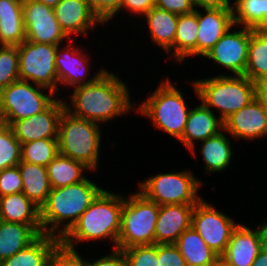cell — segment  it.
<instances>
[{
  "instance_id": "6da1fadb",
  "label": "cell",
  "mask_w": 267,
  "mask_h": 266,
  "mask_svg": "<svg viewBox=\"0 0 267 266\" xmlns=\"http://www.w3.org/2000/svg\"><path fill=\"white\" fill-rule=\"evenodd\" d=\"M126 85L107 70L93 83L75 87L71 102L76 110L64 102L67 112L95 123L129 112L132 109Z\"/></svg>"
},
{
  "instance_id": "7a4b0ae2",
  "label": "cell",
  "mask_w": 267,
  "mask_h": 266,
  "mask_svg": "<svg viewBox=\"0 0 267 266\" xmlns=\"http://www.w3.org/2000/svg\"><path fill=\"white\" fill-rule=\"evenodd\" d=\"M103 190L88 178L65 187L51 189L46 202L40 207L42 234L61 238ZM65 221L67 224L62 227ZM60 224L62 229L59 228ZM57 232L59 234L56 235Z\"/></svg>"
},
{
  "instance_id": "3957f363",
  "label": "cell",
  "mask_w": 267,
  "mask_h": 266,
  "mask_svg": "<svg viewBox=\"0 0 267 266\" xmlns=\"http://www.w3.org/2000/svg\"><path fill=\"white\" fill-rule=\"evenodd\" d=\"M123 203V196L104 189L72 228L60 238L61 245L67 249L75 250L73 241L79 242L109 237L111 239L112 237L115 249L121 229Z\"/></svg>"
},
{
  "instance_id": "277c9868",
  "label": "cell",
  "mask_w": 267,
  "mask_h": 266,
  "mask_svg": "<svg viewBox=\"0 0 267 266\" xmlns=\"http://www.w3.org/2000/svg\"><path fill=\"white\" fill-rule=\"evenodd\" d=\"M100 134L98 123L73 116L64 109L59 120V154L95 170L98 167Z\"/></svg>"
},
{
  "instance_id": "5b68a950",
  "label": "cell",
  "mask_w": 267,
  "mask_h": 266,
  "mask_svg": "<svg viewBox=\"0 0 267 266\" xmlns=\"http://www.w3.org/2000/svg\"><path fill=\"white\" fill-rule=\"evenodd\" d=\"M192 83L202 103L219 108L223 121L255 99V84L244 75H218Z\"/></svg>"
},
{
  "instance_id": "8992f818",
  "label": "cell",
  "mask_w": 267,
  "mask_h": 266,
  "mask_svg": "<svg viewBox=\"0 0 267 266\" xmlns=\"http://www.w3.org/2000/svg\"><path fill=\"white\" fill-rule=\"evenodd\" d=\"M129 197H124L116 248L123 250L132 246L154 245L160 206L140 192Z\"/></svg>"
},
{
  "instance_id": "52a82bcc",
  "label": "cell",
  "mask_w": 267,
  "mask_h": 266,
  "mask_svg": "<svg viewBox=\"0 0 267 266\" xmlns=\"http://www.w3.org/2000/svg\"><path fill=\"white\" fill-rule=\"evenodd\" d=\"M137 110L152 119L156 127L179 140L191 109L187 107L182 93L168 79L161 82Z\"/></svg>"
},
{
  "instance_id": "ba28073f",
  "label": "cell",
  "mask_w": 267,
  "mask_h": 266,
  "mask_svg": "<svg viewBox=\"0 0 267 266\" xmlns=\"http://www.w3.org/2000/svg\"><path fill=\"white\" fill-rule=\"evenodd\" d=\"M38 88V90H37ZM45 88L17 80L0 91V123L10 126L14 121L27 119L47 109L56 99L55 93H42Z\"/></svg>"
},
{
  "instance_id": "9c48e42d",
  "label": "cell",
  "mask_w": 267,
  "mask_h": 266,
  "mask_svg": "<svg viewBox=\"0 0 267 266\" xmlns=\"http://www.w3.org/2000/svg\"><path fill=\"white\" fill-rule=\"evenodd\" d=\"M200 182L190 171L160 173L142 183L139 189L147 199L160 205H195L202 198L197 196ZM198 197V198H197Z\"/></svg>"
},
{
  "instance_id": "30bf717a",
  "label": "cell",
  "mask_w": 267,
  "mask_h": 266,
  "mask_svg": "<svg viewBox=\"0 0 267 266\" xmlns=\"http://www.w3.org/2000/svg\"><path fill=\"white\" fill-rule=\"evenodd\" d=\"M58 45L25 40L17 46L19 55V79L34 82L45 90L57 93L58 76L55 67Z\"/></svg>"
},
{
  "instance_id": "8fae6325",
  "label": "cell",
  "mask_w": 267,
  "mask_h": 266,
  "mask_svg": "<svg viewBox=\"0 0 267 266\" xmlns=\"http://www.w3.org/2000/svg\"><path fill=\"white\" fill-rule=\"evenodd\" d=\"M238 224L201 199L195 204L191 226L210 249L221 256Z\"/></svg>"
},
{
  "instance_id": "7c38bea8",
  "label": "cell",
  "mask_w": 267,
  "mask_h": 266,
  "mask_svg": "<svg viewBox=\"0 0 267 266\" xmlns=\"http://www.w3.org/2000/svg\"><path fill=\"white\" fill-rule=\"evenodd\" d=\"M23 19L26 40L43 44L60 45L68 38L56 19L54 8L35 0L23 2Z\"/></svg>"
},
{
  "instance_id": "4fadbf2b",
  "label": "cell",
  "mask_w": 267,
  "mask_h": 266,
  "mask_svg": "<svg viewBox=\"0 0 267 266\" xmlns=\"http://www.w3.org/2000/svg\"><path fill=\"white\" fill-rule=\"evenodd\" d=\"M64 109L62 99L55 100L42 112L27 119L14 121L9 127L21 145L39 139H57L59 120Z\"/></svg>"
},
{
  "instance_id": "5bb4252c",
  "label": "cell",
  "mask_w": 267,
  "mask_h": 266,
  "mask_svg": "<svg viewBox=\"0 0 267 266\" xmlns=\"http://www.w3.org/2000/svg\"><path fill=\"white\" fill-rule=\"evenodd\" d=\"M231 29L232 27L205 57L216 61L235 75H244L252 29L244 27L238 31L230 32Z\"/></svg>"
},
{
  "instance_id": "9a60e30c",
  "label": "cell",
  "mask_w": 267,
  "mask_h": 266,
  "mask_svg": "<svg viewBox=\"0 0 267 266\" xmlns=\"http://www.w3.org/2000/svg\"><path fill=\"white\" fill-rule=\"evenodd\" d=\"M262 249V226L253 231L238 224L220 258L229 266H251Z\"/></svg>"
},
{
  "instance_id": "2e32d148",
  "label": "cell",
  "mask_w": 267,
  "mask_h": 266,
  "mask_svg": "<svg viewBox=\"0 0 267 266\" xmlns=\"http://www.w3.org/2000/svg\"><path fill=\"white\" fill-rule=\"evenodd\" d=\"M233 137L253 140L267 135V109L256 99L224 120V129Z\"/></svg>"
},
{
  "instance_id": "e0dca14e",
  "label": "cell",
  "mask_w": 267,
  "mask_h": 266,
  "mask_svg": "<svg viewBox=\"0 0 267 266\" xmlns=\"http://www.w3.org/2000/svg\"><path fill=\"white\" fill-rule=\"evenodd\" d=\"M206 15L197 10L199 32L197 55L206 56L221 37L234 27L232 8H205Z\"/></svg>"
},
{
  "instance_id": "ac0fdd59",
  "label": "cell",
  "mask_w": 267,
  "mask_h": 266,
  "mask_svg": "<svg viewBox=\"0 0 267 266\" xmlns=\"http://www.w3.org/2000/svg\"><path fill=\"white\" fill-rule=\"evenodd\" d=\"M195 205H160L155 229V244H175L179 236L191 227Z\"/></svg>"
},
{
  "instance_id": "d6986e66",
  "label": "cell",
  "mask_w": 267,
  "mask_h": 266,
  "mask_svg": "<svg viewBox=\"0 0 267 266\" xmlns=\"http://www.w3.org/2000/svg\"><path fill=\"white\" fill-rule=\"evenodd\" d=\"M57 21L67 37L73 33L85 34L96 23H102L92 12L86 0H62L54 8Z\"/></svg>"
},
{
  "instance_id": "ffe728a7",
  "label": "cell",
  "mask_w": 267,
  "mask_h": 266,
  "mask_svg": "<svg viewBox=\"0 0 267 266\" xmlns=\"http://www.w3.org/2000/svg\"><path fill=\"white\" fill-rule=\"evenodd\" d=\"M220 129H224V121L203 103L190 110L184 133L179 140L192 152L195 139L204 141L219 134Z\"/></svg>"
},
{
  "instance_id": "44dd1931",
  "label": "cell",
  "mask_w": 267,
  "mask_h": 266,
  "mask_svg": "<svg viewBox=\"0 0 267 266\" xmlns=\"http://www.w3.org/2000/svg\"><path fill=\"white\" fill-rule=\"evenodd\" d=\"M60 45L57 48L55 67L58 76V83L72 85L74 87L90 84L96 81L106 70L103 68L93 77L86 81L87 70L89 67L88 61L81 55L80 49H74L72 44L66 49L59 50ZM68 50V52H67ZM79 50V51H78ZM62 52V53H61ZM87 63V64H86ZM84 76V77H83Z\"/></svg>"
},
{
  "instance_id": "7402d4cb",
  "label": "cell",
  "mask_w": 267,
  "mask_h": 266,
  "mask_svg": "<svg viewBox=\"0 0 267 266\" xmlns=\"http://www.w3.org/2000/svg\"><path fill=\"white\" fill-rule=\"evenodd\" d=\"M0 220L31 225L42 234L40 207L22 192L0 197Z\"/></svg>"
},
{
  "instance_id": "603a6c76",
  "label": "cell",
  "mask_w": 267,
  "mask_h": 266,
  "mask_svg": "<svg viewBox=\"0 0 267 266\" xmlns=\"http://www.w3.org/2000/svg\"><path fill=\"white\" fill-rule=\"evenodd\" d=\"M25 40L23 2L0 0V45L19 46Z\"/></svg>"
},
{
  "instance_id": "cb8c5ba5",
  "label": "cell",
  "mask_w": 267,
  "mask_h": 266,
  "mask_svg": "<svg viewBox=\"0 0 267 266\" xmlns=\"http://www.w3.org/2000/svg\"><path fill=\"white\" fill-rule=\"evenodd\" d=\"M60 238L41 234L28 247L0 262V266H47L48 259L60 245Z\"/></svg>"
},
{
  "instance_id": "d4e9b609",
  "label": "cell",
  "mask_w": 267,
  "mask_h": 266,
  "mask_svg": "<svg viewBox=\"0 0 267 266\" xmlns=\"http://www.w3.org/2000/svg\"><path fill=\"white\" fill-rule=\"evenodd\" d=\"M39 236L31 225L0 220V262L28 247Z\"/></svg>"
},
{
  "instance_id": "484cf974",
  "label": "cell",
  "mask_w": 267,
  "mask_h": 266,
  "mask_svg": "<svg viewBox=\"0 0 267 266\" xmlns=\"http://www.w3.org/2000/svg\"><path fill=\"white\" fill-rule=\"evenodd\" d=\"M175 245L179 248L187 266H211L220 258L192 226L179 236Z\"/></svg>"
},
{
  "instance_id": "4316f807",
  "label": "cell",
  "mask_w": 267,
  "mask_h": 266,
  "mask_svg": "<svg viewBox=\"0 0 267 266\" xmlns=\"http://www.w3.org/2000/svg\"><path fill=\"white\" fill-rule=\"evenodd\" d=\"M18 168L23 182L22 193L41 207L51 191L47 167L21 161Z\"/></svg>"
},
{
  "instance_id": "83f0119b",
  "label": "cell",
  "mask_w": 267,
  "mask_h": 266,
  "mask_svg": "<svg viewBox=\"0 0 267 266\" xmlns=\"http://www.w3.org/2000/svg\"><path fill=\"white\" fill-rule=\"evenodd\" d=\"M198 18L197 9L194 11L179 15L177 22V31L173 47V56L176 62L184 61L186 56L197 55V38H198ZM175 48V49H174Z\"/></svg>"
},
{
  "instance_id": "f1b7e54d",
  "label": "cell",
  "mask_w": 267,
  "mask_h": 266,
  "mask_svg": "<svg viewBox=\"0 0 267 266\" xmlns=\"http://www.w3.org/2000/svg\"><path fill=\"white\" fill-rule=\"evenodd\" d=\"M145 16L153 42L168 52L174 45L179 15L154 6Z\"/></svg>"
},
{
  "instance_id": "f546056e",
  "label": "cell",
  "mask_w": 267,
  "mask_h": 266,
  "mask_svg": "<svg viewBox=\"0 0 267 266\" xmlns=\"http://www.w3.org/2000/svg\"><path fill=\"white\" fill-rule=\"evenodd\" d=\"M244 76L254 83L267 79V29H252Z\"/></svg>"
},
{
  "instance_id": "4dcf8cb0",
  "label": "cell",
  "mask_w": 267,
  "mask_h": 266,
  "mask_svg": "<svg viewBox=\"0 0 267 266\" xmlns=\"http://www.w3.org/2000/svg\"><path fill=\"white\" fill-rule=\"evenodd\" d=\"M46 167L51 189L81 182L85 179L82 171L89 170L83 163L60 154Z\"/></svg>"
},
{
  "instance_id": "1f68e13d",
  "label": "cell",
  "mask_w": 267,
  "mask_h": 266,
  "mask_svg": "<svg viewBox=\"0 0 267 266\" xmlns=\"http://www.w3.org/2000/svg\"><path fill=\"white\" fill-rule=\"evenodd\" d=\"M222 131L203 141L201 152L206 162V172H220L226 169L230 163L232 157L231 143Z\"/></svg>"
},
{
  "instance_id": "d6a6232c",
  "label": "cell",
  "mask_w": 267,
  "mask_h": 266,
  "mask_svg": "<svg viewBox=\"0 0 267 266\" xmlns=\"http://www.w3.org/2000/svg\"><path fill=\"white\" fill-rule=\"evenodd\" d=\"M235 3L232 6L234 25L243 24L245 28L254 30L267 29V0H236Z\"/></svg>"
},
{
  "instance_id": "836d02e7",
  "label": "cell",
  "mask_w": 267,
  "mask_h": 266,
  "mask_svg": "<svg viewBox=\"0 0 267 266\" xmlns=\"http://www.w3.org/2000/svg\"><path fill=\"white\" fill-rule=\"evenodd\" d=\"M58 154V139H39L22 144L21 161L47 166Z\"/></svg>"
},
{
  "instance_id": "e575fe53",
  "label": "cell",
  "mask_w": 267,
  "mask_h": 266,
  "mask_svg": "<svg viewBox=\"0 0 267 266\" xmlns=\"http://www.w3.org/2000/svg\"><path fill=\"white\" fill-rule=\"evenodd\" d=\"M22 145L12 129L0 123V171L21 162Z\"/></svg>"
},
{
  "instance_id": "d590c367",
  "label": "cell",
  "mask_w": 267,
  "mask_h": 266,
  "mask_svg": "<svg viewBox=\"0 0 267 266\" xmlns=\"http://www.w3.org/2000/svg\"><path fill=\"white\" fill-rule=\"evenodd\" d=\"M19 80V55L17 46L0 47V91Z\"/></svg>"
},
{
  "instance_id": "8d00e7d4",
  "label": "cell",
  "mask_w": 267,
  "mask_h": 266,
  "mask_svg": "<svg viewBox=\"0 0 267 266\" xmlns=\"http://www.w3.org/2000/svg\"><path fill=\"white\" fill-rule=\"evenodd\" d=\"M128 266H159L158 244L123 249Z\"/></svg>"
},
{
  "instance_id": "74e56055",
  "label": "cell",
  "mask_w": 267,
  "mask_h": 266,
  "mask_svg": "<svg viewBox=\"0 0 267 266\" xmlns=\"http://www.w3.org/2000/svg\"><path fill=\"white\" fill-rule=\"evenodd\" d=\"M23 182L18 165L0 171V197L22 192Z\"/></svg>"
},
{
  "instance_id": "f35d334b",
  "label": "cell",
  "mask_w": 267,
  "mask_h": 266,
  "mask_svg": "<svg viewBox=\"0 0 267 266\" xmlns=\"http://www.w3.org/2000/svg\"><path fill=\"white\" fill-rule=\"evenodd\" d=\"M47 266H85V264L76 250L67 249L60 244L50 255Z\"/></svg>"
},
{
  "instance_id": "ab89813d",
  "label": "cell",
  "mask_w": 267,
  "mask_h": 266,
  "mask_svg": "<svg viewBox=\"0 0 267 266\" xmlns=\"http://www.w3.org/2000/svg\"><path fill=\"white\" fill-rule=\"evenodd\" d=\"M92 12L102 23L111 20L120 11L122 0H86Z\"/></svg>"
},
{
  "instance_id": "60d3db41",
  "label": "cell",
  "mask_w": 267,
  "mask_h": 266,
  "mask_svg": "<svg viewBox=\"0 0 267 266\" xmlns=\"http://www.w3.org/2000/svg\"><path fill=\"white\" fill-rule=\"evenodd\" d=\"M158 264L159 266H187L175 244H158Z\"/></svg>"
},
{
  "instance_id": "b9f144b4",
  "label": "cell",
  "mask_w": 267,
  "mask_h": 266,
  "mask_svg": "<svg viewBox=\"0 0 267 266\" xmlns=\"http://www.w3.org/2000/svg\"><path fill=\"white\" fill-rule=\"evenodd\" d=\"M155 6L176 15L187 14L195 10L193 0H155Z\"/></svg>"
},
{
  "instance_id": "7bdbcfd3",
  "label": "cell",
  "mask_w": 267,
  "mask_h": 266,
  "mask_svg": "<svg viewBox=\"0 0 267 266\" xmlns=\"http://www.w3.org/2000/svg\"><path fill=\"white\" fill-rule=\"evenodd\" d=\"M85 266H128L126 256L121 249L115 248L113 252L108 255L101 257L95 262L84 261Z\"/></svg>"
},
{
  "instance_id": "ee69618b",
  "label": "cell",
  "mask_w": 267,
  "mask_h": 266,
  "mask_svg": "<svg viewBox=\"0 0 267 266\" xmlns=\"http://www.w3.org/2000/svg\"><path fill=\"white\" fill-rule=\"evenodd\" d=\"M154 6L155 0H122L120 10L123 7L132 13L145 15Z\"/></svg>"
},
{
  "instance_id": "f6af8a7d",
  "label": "cell",
  "mask_w": 267,
  "mask_h": 266,
  "mask_svg": "<svg viewBox=\"0 0 267 266\" xmlns=\"http://www.w3.org/2000/svg\"><path fill=\"white\" fill-rule=\"evenodd\" d=\"M255 99L267 109V79L255 82Z\"/></svg>"
},
{
  "instance_id": "bcb514c9",
  "label": "cell",
  "mask_w": 267,
  "mask_h": 266,
  "mask_svg": "<svg viewBox=\"0 0 267 266\" xmlns=\"http://www.w3.org/2000/svg\"><path fill=\"white\" fill-rule=\"evenodd\" d=\"M194 6L201 8H232L229 0H193Z\"/></svg>"
},
{
  "instance_id": "7dc6e473",
  "label": "cell",
  "mask_w": 267,
  "mask_h": 266,
  "mask_svg": "<svg viewBox=\"0 0 267 266\" xmlns=\"http://www.w3.org/2000/svg\"><path fill=\"white\" fill-rule=\"evenodd\" d=\"M251 266H267V252L261 249Z\"/></svg>"
},
{
  "instance_id": "c3c4849f",
  "label": "cell",
  "mask_w": 267,
  "mask_h": 266,
  "mask_svg": "<svg viewBox=\"0 0 267 266\" xmlns=\"http://www.w3.org/2000/svg\"><path fill=\"white\" fill-rule=\"evenodd\" d=\"M262 249L267 252V222L262 224Z\"/></svg>"
},
{
  "instance_id": "681fc988",
  "label": "cell",
  "mask_w": 267,
  "mask_h": 266,
  "mask_svg": "<svg viewBox=\"0 0 267 266\" xmlns=\"http://www.w3.org/2000/svg\"><path fill=\"white\" fill-rule=\"evenodd\" d=\"M35 1L47 5L51 8H55L56 5L59 4L62 0H35Z\"/></svg>"
},
{
  "instance_id": "f907efd6",
  "label": "cell",
  "mask_w": 267,
  "mask_h": 266,
  "mask_svg": "<svg viewBox=\"0 0 267 266\" xmlns=\"http://www.w3.org/2000/svg\"><path fill=\"white\" fill-rule=\"evenodd\" d=\"M211 266H229L226 264L221 258H219L213 265Z\"/></svg>"
}]
</instances>
